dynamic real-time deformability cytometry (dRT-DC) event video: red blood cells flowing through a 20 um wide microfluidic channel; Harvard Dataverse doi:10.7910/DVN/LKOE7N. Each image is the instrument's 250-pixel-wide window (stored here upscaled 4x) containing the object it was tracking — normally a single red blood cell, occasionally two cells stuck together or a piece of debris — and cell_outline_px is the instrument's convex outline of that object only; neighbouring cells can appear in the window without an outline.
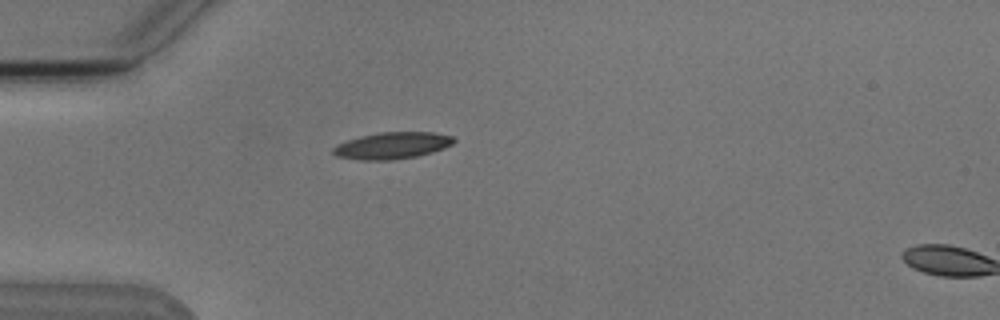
{"species": "Egyptian fruit bat (a non-hibernating species)", "species_latin": "Rousettus aegyptiacus", "temperature_condition": "cold", "stored_images_in_passage": 3, "camera_frame_rate_fps": 3000, "um_per_image_px": 0.085, "animal": {"sex": "male"}, "frame": {"image": 1, "passage_image": 2, "time_ms": 1.0, "image_size_px": [1000, 320], "cell_outline_px": [[456, 140], [452, 144], [444, 148], [432, 152], [416, 156], [392, 160], [360, 160], [336, 156], [332, 152], [332, 148], [336, 144], [360, 136], [380, 132], [436, 132], [452, 136]], "centroid_in_image_um": [33.33, 12.37], "position_along_channel_um": 51.7, "area_um2": 18.84}}